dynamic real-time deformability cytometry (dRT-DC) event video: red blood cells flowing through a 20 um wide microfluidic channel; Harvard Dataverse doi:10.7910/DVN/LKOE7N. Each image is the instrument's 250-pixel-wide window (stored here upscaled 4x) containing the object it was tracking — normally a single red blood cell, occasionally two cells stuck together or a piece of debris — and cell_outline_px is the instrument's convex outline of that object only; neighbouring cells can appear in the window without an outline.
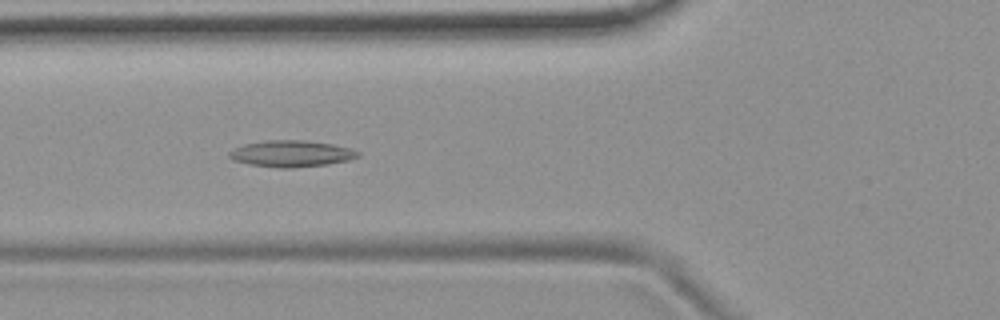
{"species": "common noctule bat (a hibernating species)", "species_latin": "Nyctalus noctula", "temperature_condition": "room temperature", "stored_images_in_passage": 41, "camera_frame_rate_fps": 3000, "um_per_image_px": 0.085, "animal": {"sex": "female", "body_mass_g": 19.9}, "frame": {"image": 1, "passage_image": 7, "time_ms": 2.0, "image_size_px": [1000, 320], "cell_outline_px": [[360, 156], [348, 160], [328, 164], [292, 168], [280, 168], [248, 164], [232, 160], [228, 156], [228, 152], [244, 144], [264, 140], [304, 140], [332, 144], [352, 148], [360, 152]], "centroid_in_image_um": [24.77, 13.06], "position_along_channel_um": 101.0, "area_um2": 19.94}}
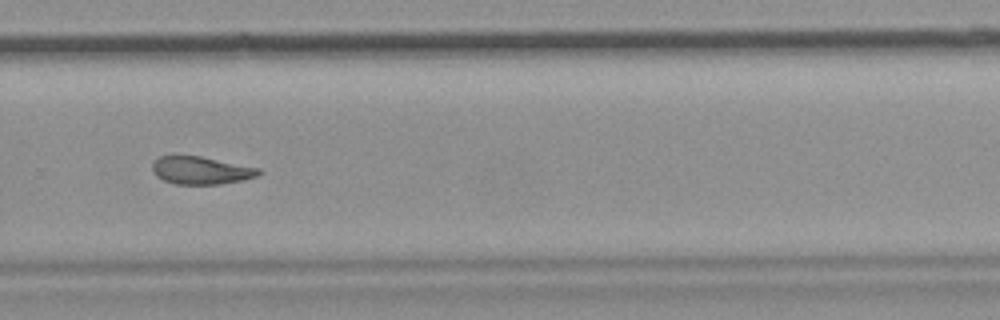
{"frame": {"image": 2, "passage_image": 24, "time_ms": 7.667, "image_size_px": [1000, 320], "cell_outline_px": [[260, 172], [256, 176], [244, 180], [220, 184], [176, 184], [164, 180], [156, 176], [152, 172], [152, 164], [160, 156], [172, 152], [200, 156], [260, 168]], "centroid_in_image_um": [17.01, 14.44], "position_along_channel_um": 312.8, "area_um2": 17.63}, "authors_computed_cell_mechanics": {"area_um2": 18.0914, "velocity_mm_per_s": 3.7512, "shape_relaxation_time_tau1_ms": null, "shape_relaxation_time_tau2_ms": 8.595, "deformation_change_tau1": null, "deformation_change_tau2": 0.1822}}